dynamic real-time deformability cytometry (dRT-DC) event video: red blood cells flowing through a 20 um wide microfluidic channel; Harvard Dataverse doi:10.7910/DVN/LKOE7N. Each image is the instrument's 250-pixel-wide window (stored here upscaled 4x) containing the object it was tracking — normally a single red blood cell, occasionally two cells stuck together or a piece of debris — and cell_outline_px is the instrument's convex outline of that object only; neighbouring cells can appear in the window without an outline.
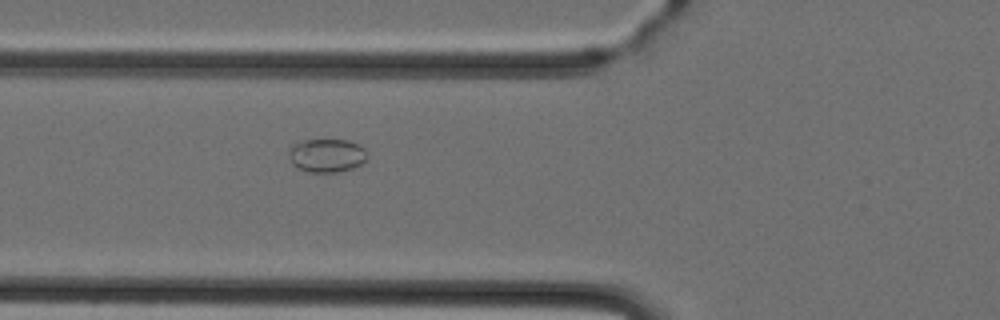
{"species": "Egyptian fruit bat (a non-hibernating species)", "species_latin": "Rousettus aegyptiacus", "temperature_condition": "cold", "stored_images_in_passage": 5, "camera_frame_rate_fps": 3000, "um_per_image_px": 0.085, "animal": {"sex": "female"}, "frame": {"image": 1, "passage_image": 5, "time_ms": 5.333, "image_size_px": [1000, 320], "cell_outline_px": [[368, 156], [360, 164], [352, 168], [336, 172], [308, 172], [296, 168], [292, 164], [288, 152], [292, 144], [304, 140], [348, 140], [360, 144], [364, 148]], "centroid_in_image_um": [27.75, 13.21], "position_along_channel_um": 98.0, "area_um2": 15.37}}